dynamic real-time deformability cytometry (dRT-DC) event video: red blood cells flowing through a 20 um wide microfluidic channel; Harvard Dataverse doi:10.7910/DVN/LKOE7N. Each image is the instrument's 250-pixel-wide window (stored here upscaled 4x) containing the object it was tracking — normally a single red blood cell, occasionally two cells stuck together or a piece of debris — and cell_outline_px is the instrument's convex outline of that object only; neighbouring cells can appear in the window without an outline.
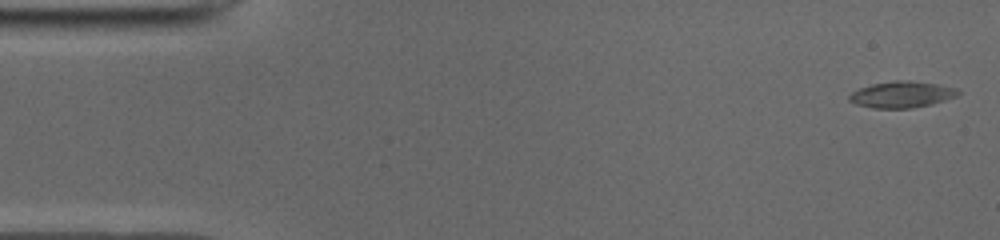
{"species": "common noctule bat (a hibernating species)", "species_latin": "Nyctalus noctula", "temperature_condition": "cold", "stored_images_in_passage": 50, "camera_frame_rate_fps": 3000, "um_per_image_px": 0.085, "animal": {"sex": "male", "body_mass_g": 19.0, "forearm_length_mm": 50.8}, "frame": {"image": 1, "passage_image": 1, "time_ms": 0.0, "image_size_px": [1000, 240], "cell_outline_px": [[960, 92], [956, 96], [932, 104], [912, 108], [872, 108], [856, 104], [848, 100], [848, 96], [852, 92], [860, 88], [872, 84], [896, 80], [908, 80], [936, 84], [956, 88]], "centroid_in_image_um": [76.62, 8.03], "position_along_channel_um": 8.4, "area_um2": 16.59}}
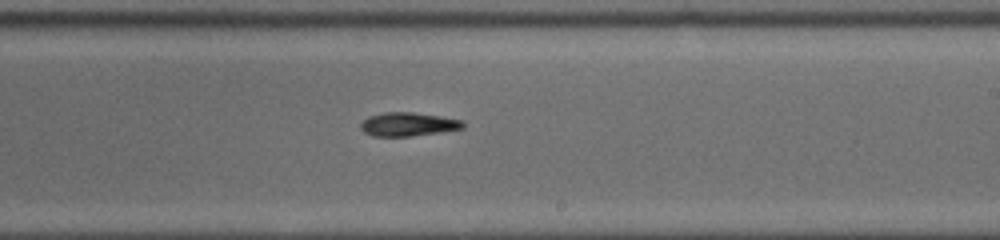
{"frame": {"image": 2, "passage_image": 29, "time_ms": 9.333, "image_size_px": [1000, 240], "cell_outline_px": [[464, 128], [440, 132], [408, 136], [372, 136], [364, 132], [360, 128], [360, 124], [368, 116], [384, 112], [412, 112], [440, 116], [464, 120]], "centroid_in_image_um": [34.68, 10.56], "position_along_channel_um": 254.3, "area_um2": 14.1}}
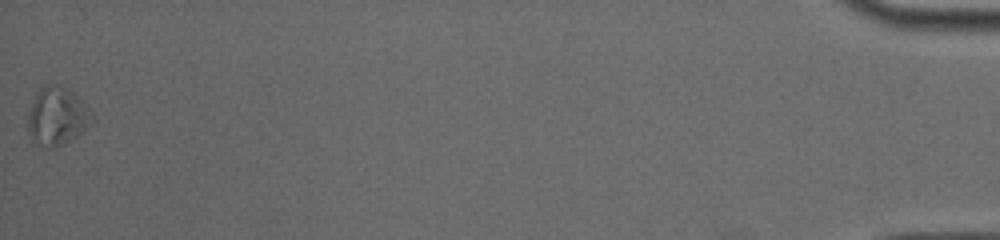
{"frame": {"image": 3, "passage_image": 50, "time_ms": 16.333, "image_size_px": [1000, 240], "cell_outline_px": [[92, 120], [76, 136], [64, 144], [56, 148], [48, 148], [32, 140], [28, 136], [28, 116], [32, 100], [40, 84], [56, 84], [68, 88], [92, 112]], "centroid_in_image_um": [4.79, 9.86], "position_along_channel_um": 430.4, "area_um2": 21.62}, "authors_computed_cell_mechanics": {"area_um2": 15.0858, "velocity_mm_per_s": 3.9424, "shape_relaxation_time_tau1_ms": 1.5758, "shape_relaxation_time_tau2_ms": null, "deformation_change_tau1": 0.1034, "deformation_change_tau2": null}}